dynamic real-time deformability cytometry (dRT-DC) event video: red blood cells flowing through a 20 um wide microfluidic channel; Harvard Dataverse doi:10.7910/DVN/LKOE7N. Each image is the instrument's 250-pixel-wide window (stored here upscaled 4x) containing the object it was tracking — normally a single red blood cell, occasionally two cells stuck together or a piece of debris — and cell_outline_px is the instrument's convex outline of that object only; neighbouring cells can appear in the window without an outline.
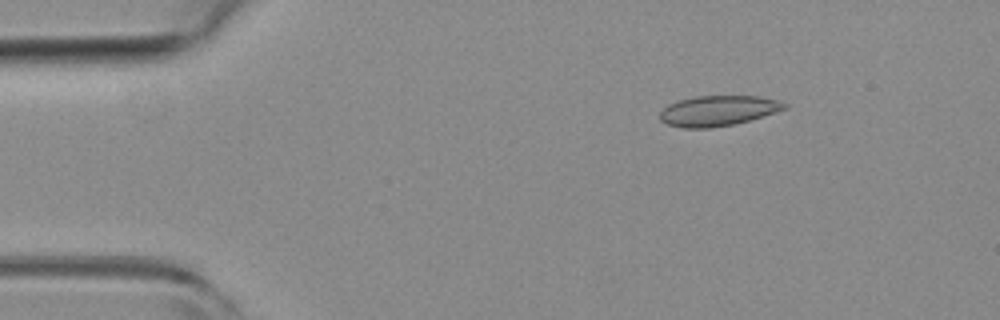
{"species": "common noctule bat (a hibernating species)", "species_latin": "Nyctalus noctula", "temperature_condition": "room temperature", "stored_images_in_passage": 5, "camera_frame_rate_fps": 3000, "um_per_image_px": 0.085, "animal": {"sex": "female", "body_mass_g": 19.3, "forearm_length_mm": 54.1}, "frame": {"image": 1, "passage_image": 3, "time_ms": 0.667, "image_size_px": [1000, 320], "cell_outline_px": [[788, 108], [748, 120], [732, 124], [712, 128], [684, 128], [668, 124], [660, 120], [660, 112], [668, 104], [680, 100], [696, 96], [760, 96], [780, 100], [788, 104]], "centroid_in_image_um": [61.05, 9.4], "position_along_channel_um": 24.0, "area_um2": 21.91}}